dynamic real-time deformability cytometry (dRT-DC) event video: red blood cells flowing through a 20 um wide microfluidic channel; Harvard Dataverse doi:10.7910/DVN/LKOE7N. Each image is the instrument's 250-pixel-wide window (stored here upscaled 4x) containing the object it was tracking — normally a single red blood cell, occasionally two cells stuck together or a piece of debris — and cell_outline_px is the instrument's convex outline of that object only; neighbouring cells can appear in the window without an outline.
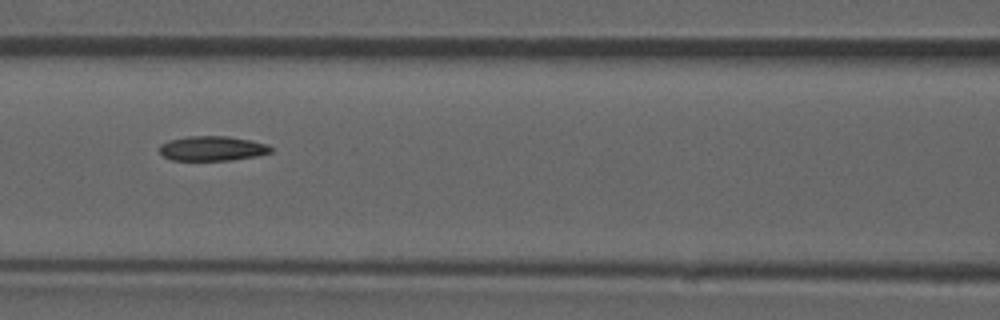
{"species": "common noctule bat (a hibernating species)", "species_latin": "Nyctalus noctula", "temperature_condition": "room temperature", "stored_images_in_passage": 52, "camera_frame_rate_fps": 3000, "um_per_image_px": 0.085, "animal": {"sex": "male", "forearm_length_mm": 52.5}, "frame": {"image": 1, "passage_image": 23, "time_ms": 7.333, "image_size_px": [1000, 320], "cell_outline_px": [[272, 152], [260, 156], [228, 160], [172, 160], [164, 156], [160, 152], [160, 144], [168, 140], [188, 136], [228, 136], [252, 140], [268, 144], [272, 148]], "centroid_in_image_um": [18.08, 12.61], "position_along_channel_um": 148.5, "area_um2": 16.18}, "authors_computed_cell_mechanics": {"area_um2": 16.473, "velocity_mm_per_s": 3.9307, "shape_relaxation_time_tau1_ms": null, "shape_relaxation_time_tau2_ms": 4.0667, "deformation_change_tau1": null, "deformation_change_tau2": 0.1076}}